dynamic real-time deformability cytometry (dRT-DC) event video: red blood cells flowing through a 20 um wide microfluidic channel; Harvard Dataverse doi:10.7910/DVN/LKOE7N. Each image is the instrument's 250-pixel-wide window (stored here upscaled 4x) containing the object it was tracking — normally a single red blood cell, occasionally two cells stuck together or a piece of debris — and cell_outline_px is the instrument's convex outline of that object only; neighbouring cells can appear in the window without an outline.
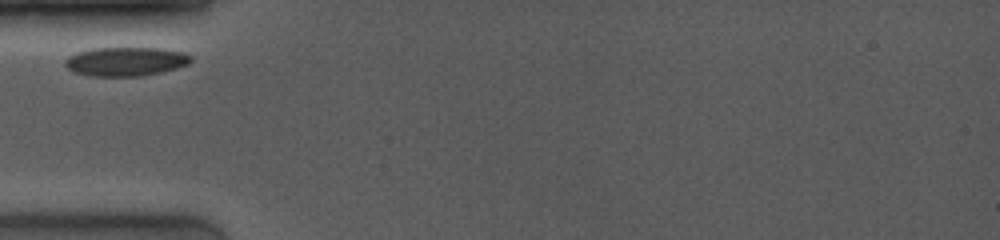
{"species": "common noctule bat (a hibernating species)", "species_latin": "Nyctalus noctula", "temperature_condition": "room temperature", "stored_images_in_passage": 3, "camera_frame_rate_fps": 4000, "um_per_image_px": 0.085, "animal": {"sex": "female", "body_mass_g": 19.0, "forearm_length_mm": 53.3}, "frame": {"image": 1, "passage_image": 1, "time_ms": 0.0, "image_size_px": [1000, 240], "cell_outline_px": [[192, 60], [188, 64], [176, 68], [160, 72], [140, 76], [88, 76], [72, 72], [64, 64], [64, 60], [68, 56], [76, 52], [92, 48], [160, 48], [184, 52], [192, 56]], "centroid_in_image_um": [10.65, 5.22], "position_along_channel_um": 74.3, "area_um2": 21.39}}